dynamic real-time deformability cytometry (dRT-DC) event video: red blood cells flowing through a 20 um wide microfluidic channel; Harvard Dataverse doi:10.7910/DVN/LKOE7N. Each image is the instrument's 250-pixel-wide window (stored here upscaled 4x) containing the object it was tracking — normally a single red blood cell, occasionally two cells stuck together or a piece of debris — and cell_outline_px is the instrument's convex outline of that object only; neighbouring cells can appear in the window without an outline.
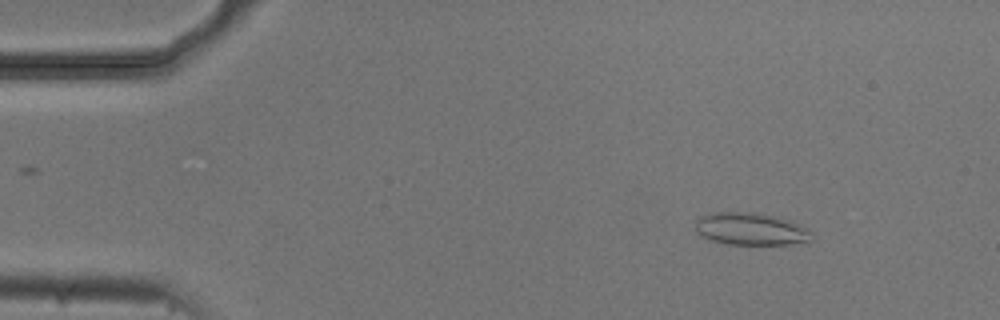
{"species": "common noctule bat (a hibernating species)", "species_latin": "Nyctalus noctula", "temperature_condition": "cold", "stored_images_in_passage": 4, "camera_frame_rate_fps": 3000, "um_per_image_px": 0.085, "animal": {"sex": "male", "body_mass_g": 20.5, "forearm_length_mm": 52.5}, "frame": {"image": 1, "passage_image": 1, "time_ms": 0.0, "image_size_px": [1000, 320], "cell_outline_px": [[812, 240], [808, 244], [728, 244], [712, 240], [696, 232], [696, 220], [700, 216], [712, 212], [752, 212], [772, 216], [788, 220], [800, 224], [808, 228], [812, 232]], "centroid_in_image_um": [63.88, 19.47], "position_along_channel_um": 21.1, "area_um2": 22.08}}